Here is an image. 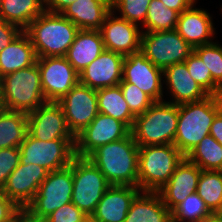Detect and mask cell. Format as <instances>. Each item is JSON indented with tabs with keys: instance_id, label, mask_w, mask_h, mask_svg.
Returning <instances> with one entry per match:
<instances>
[{
	"instance_id": "cell-1",
	"label": "cell",
	"mask_w": 222,
	"mask_h": 222,
	"mask_svg": "<svg viewBox=\"0 0 222 222\" xmlns=\"http://www.w3.org/2000/svg\"><path fill=\"white\" fill-rule=\"evenodd\" d=\"M87 158L110 185L138 187L139 146L131 133L98 147Z\"/></svg>"
},
{
	"instance_id": "cell-2",
	"label": "cell",
	"mask_w": 222,
	"mask_h": 222,
	"mask_svg": "<svg viewBox=\"0 0 222 222\" xmlns=\"http://www.w3.org/2000/svg\"><path fill=\"white\" fill-rule=\"evenodd\" d=\"M80 29L61 13L44 10L24 30L37 57L66 56Z\"/></svg>"
},
{
	"instance_id": "cell-3",
	"label": "cell",
	"mask_w": 222,
	"mask_h": 222,
	"mask_svg": "<svg viewBox=\"0 0 222 222\" xmlns=\"http://www.w3.org/2000/svg\"><path fill=\"white\" fill-rule=\"evenodd\" d=\"M220 112L216 95L179 105L174 146L187 156L208 134L214 118Z\"/></svg>"
},
{
	"instance_id": "cell-4",
	"label": "cell",
	"mask_w": 222,
	"mask_h": 222,
	"mask_svg": "<svg viewBox=\"0 0 222 222\" xmlns=\"http://www.w3.org/2000/svg\"><path fill=\"white\" fill-rule=\"evenodd\" d=\"M0 96L3 109L26 114L45 104L37 62L1 77Z\"/></svg>"
},
{
	"instance_id": "cell-5",
	"label": "cell",
	"mask_w": 222,
	"mask_h": 222,
	"mask_svg": "<svg viewBox=\"0 0 222 222\" xmlns=\"http://www.w3.org/2000/svg\"><path fill=\"white\" fill-rule=\"evenodd\" d=\"M179 105L167 101L154 102L134 119L131 134L139 147L174 144Z\"/></svg>"
},
{
	"instance_id": "cell-6",
	"label": "cell",
	"mask_w": 222,
	"mask_h": 222,
	"mask_svg": "<svg viewBox=\"0 0 222 222\" xmlns=\"http://www.w3.org/2000/svg\"><path fill=\"white\" fill-rule=\"evenodd\" d=\"M184 157L174 144L139 147L138 188L140 191L157 192L161 189Z\"/></svg>"
},
{
	"instance_id": "cell-7",
	"label": "cell",
	"mask_w": 222,
	"mask_h": 222,
	"mask_svg": "<svg viewBox=\"0 0 222 222\" xmlns=\"http://www.w3.org/2000/svg\"><path fill=\"white\" fill-rule=\"evenodd\" d=\"M73 191L72 161L69 166L49 172L33 200L23 210L35 222H43L62 205L71 203Z\"/></svg>"
},
{
	"instance_id": "cell-8",
	"label": "cell",
	"mask_w": 222,
	"mask_h": 222,
	"mask_svg": "<svg viewBox=\"0 0 222 222\" xmlns=\"http://www.w3.org/2000/svg\"><path fill=\"white\" fill-rule=\"evenodd\" d=\"M73 191L71 202L88 217L95 212L98 202L111 186L101 171L88 159H72Z\"/></svg>"
},
{
	"instance_id": "cell-9",
	"label": "cell",
	"mask_w": 222,
	"mask_h": 222,
	"mask_svg": "<svg viewBox=\"0 0 222 222\" xmlns=\"http://www.w3.org/2000/svg\"><path fill=\"white\" fill-rule=\"evenodd\" d=\"M76 140L41 141L33 138L28 132L20 144V163L39 165L48 172L59 170L70 165L75 157Z\"/></svg>"
},
{
	"instance_id": "cell-10",
	"label": "cell",
	"mask_w": 222,
	"mask_h": 222,
	"mask_svg": "<svg viewBox=\"0 0 222 222\" xmlns=\"http://www.w3.org/2000/svg\"><path fill=\"white\" fill-rule=\"evenodd\" d=\"M141 52L164 71L171 65L184 62L193 52V47L176 30L142 32Z\"/></svg>"
},
{
	"instance_id": "cell-11",
	"label": "cell",
	"mask_w": 222,
	"mask_h": 222,
	"mask_svg": "<svg viewBox=\"0 0 222 222\" xmlns=\"http://www.w3.org/2000/svg\"><path fill=\"white\" fill-rule=\"evenodd\" d=\"M37 64L47 102H58L79 83V73L65 56L37 57Z\"/></svg>"
},
{
	"instance_id": "cell-12",
	"label": "cell",
	"mask_w": 222,
	"mask_h": 222,
	"mask_svg": "<svg viewBox=\"0 0 222 222\" xmlns=\"http://www.w3.org/2000/svg\"><path fill=\"white\" fill-rule=\"evenodd\" d=\"M130 133L131 130L123 122L99 112L76 136L75 156L87 158L98 147L123 139Z\"/></svg>"
},
{
	"instance_id": "cell-13",
	"label": "cell",
	"mask_w": 222,
	"mask_h": 222,
	"mask_svg": "<svg viewBox=\"0 0 222 222\" xmlns=\"http://www.w3.org/2000/svg\"><path fill=\"white\" fill-rule=\"evenodd\" d=\"M57 103L61 106L67 125L75 137L99 113L96 90L80 83L74 86Z\"/></svg>"
},
{
	"instance_id": "cell-14",
	"label": "cell",
	"mask_w": 222,
	"mask_h": 222,
	"mask_svg": "<svg viewBox=\"0 0 222 222\" xmlns=\"http://www.w3.org/2000/svg\"><path fill=\"white\" fill-rule=\"evenodd\" d=\"M27 130L41 141L76 140L57 102H46L27 114Z\"/></svg>"
},
{
	"instance_id": "cell-15",
	"label": "cell",
	"mask_w": 222,
	"mask_h": 222,
	"mask_svg": "<svg viewBox=\"0 0 222 222\" xmlns=\"http://www.w3.org/2000/svg\"><path fill=\"white\" fill-rule=\"evenodd\" d=\"M163 70L152 64L141 52L125 56L122 81L134 84L154 102L163 101Z\"/></svg>"
},
{
	"instance_id": "cell-16",
	"label": "cell",
	"mask_w": 222,
	"mask_h": 222,
	"mask_svg": "<svg viewBox=\"0 0 222 222\" xmlns=\"http://www.w3.org/2000/svg\"><path fill=\"white\" fill-rule=\"evenodd\" d=\"M48 173L45 168L39 165L32 163L25 165L19 162L0 191L20 209L24 210L33 200Z\"/></svg>"
},
{
	"instance_id": "cell-17",
	"label": "cell",
	"mask_w": 222,
	"mask_h": 222,
	"mask_svg": "<svg viewBox=\"0 0 222 222\" xmlns=\"http://www.w3.org/2000/svg\"><path fill=\"white\" fill-rule=\"evenodd\" d=\"M115 14L112 10L100 28L104 48L124 56L141 51L142 31L139 25Z\"/></svg>"
},
{
	"instance_id": "cell-18",
	"label": "cell",
	"mask_w": 222,
	"mask_h": 222,
	"mask_svg": "<svg viewBox=\"0 0 222 222\" xmlns=\"http://www.w3.org/2000/svg\"><path fill=\"white\" fill-rule=\"evenodd\" d=\"M125 56L104 49L80 74L79 83L91 89L118 86L122 81Z\"/></svg>"
},
{
	"instance_id": "cell-19",
	"label": "cell",
	"mask_w": 222,
	"mask_h": 222,
	"mask_svg": "<svg viewBox=\"0 0 222 222\" xmlns=\"http://www.w3.org/2000/svg\"><path fill=\"white\" fill-rule=\"evenodd\" d=\"M201 171L199 166L185 156L169 181L157 191L170 211L183 202L188 195L196 193Z\"/></svg>"
},
{
	"instance_id": "cell-20",
	"label": "cell",
	"mask_w": 222,
	"mask_h": 222,
	"mask_svg": "<svg viewBox=\"0 0 222 222\" xmlns=\"http://www.w3.org/2000/svg\"><path fill=\"white\" fill-rule=\"evenodd\" d=\"M138 187L111 185L98 202L90 222H125Z\"/></svg>"
},
{
	"instance_id": "cell-21",
	"label": "cell",
	"mask_w": 222,
	"mask_h": 222,
	"mask_svg": "<svg viewBox=\"0 0 222 222\" xmlns=\"http://www.w3.org/2000/svg\"><path fill=\"white\" fill-rule=\"evenodd\" d=\"M212 17L194 4L178 16L176 31L193 48L213 42L215 34Z\"/></svg>"
},
{
	"instance_id": "cell-22",
	"label": "cell",
	"mask_w": 222,
	"mask_h": 222,
	"mask_svg": "<svg viewBox=\"0 0 222 222\" xmlns=\"http://www.w3.org/2000/svg\"><path fill=\"white\" fill-rule=\"evenodd\" d=\"M166 88L173 98L170 103L181 105L193 101H199L209 94L190 76L185 62L177 63L167 67L163 71Z\"/></svg>"
},
{
	"instance_id": "cell-23",
	"label": "cell",
	"mask_w": 222,
	"mask_h": 222,
	"mask_svg": "<svg viewBox=\"0 0 222 222\" xmlns=\"http://www.w3.org/2000/svg\"><path fill=\"white\" fill-rule=\"evenodd\" d=\"M112 11V0H75L61 14L80 30H100Z\"/></svg>"
},
{
	"instance_id": "cell-24",
	"label": "cell",
	"mask_w": 222,
	"mask_h": 222,
	"mask_svg": "<svg viewBox=\"0 0 222 222\" xmlns=\"http://www.w3.org/2000/svg\"><path fill=\"white\" fill-rule=\"evenodd\" d=\"M104 49L100 30H79L65 57L80 74Z\"/></svg>"
},
{
	"instance_id": "cell-25",
	"label": "cell",
	"mask_w": 222,
	"mask_h": 222,
	"mask_svg": "<svg viewBox=\"0 0 222 222\" xmlns=\"http://www.w3.org/2000/svg\"><path fill=\"white\" fill-rule=\"evenodd\" d=\"M125 222H172L171 211L158 192L140 191L130 205Z\"/></svg>"
},
{
	"instance_id": "cell-26",
	"label": "cell",
	"mask_w": 222,
	"mask_h": 222,
	"mask_svg": "<svg viewBox=\"0 0 222 222\" xmlns=\"http://www.w3.org/2000/svg\"><path fill=\"white\" fill-rule=\"evenodd\" d=\"M37 62V55L31 40L22 31L13 41L0 51V78L27 68Z\"/></svg>"
},
{
	"instance_id": "cell-27",
	"label": "cell",
	"mask_w": 222,
	"mask_h": 222,
	"mask_svg": "<svg viewBox=\"0 0 222 222\" xmlns=\"http://www.w3.org/2000/svg\"><path fill=\"white\" fill-rule=\"evenodd\" d=\"M45 10V0H2L0 18L24 31Z\"/></svg>"
},
{
	"instance_id": "cell-28",
	"label": "cell",
	"mask_w": 222,
	"mask_h": 222,
	"mask_svg": "<svg viewBox=\"0 0 222 222\" xmlns=\"http://www.w3.org/2000/svg\"><path fill=\"white\" fill-rule=\"evenodd\" d=\"M96 93L98 111L123 122L131 130L135 116L131 113L120 86L101 88Z\"/></svg>"
},
{
	"instance_id": "cell-29",
	"label": "cell",
	"mask_w": 222,
	"mask_h": 222,
	"mask_svg": "<svg viewBox=\"0 0 222 222\" xmlns=\"http://www.w3.org/2000/svg\"><path fill=\"white\" fill-rule=\"evenodd\" d=\"M27 132L26 113L5 109L0 112V149L19 148Z\"/></svg>"
},
{
	"instance_id": "cell-30",
	"label": "cell",
	"mask_w": 222,
	"mask_h": 222,
	"mask_svg": "<svg viewBox=\"0 0 222 222\" xmlns=\"http://www.w3.org/2000/svg\"><path fill=\"white\" fill-rule=\"evenodd\" d=\"M196 193L212 213L222 211V171L202 170Z\"/></svg>"
},
{
	"instance_id": "cell-31",
	"label": "cell",
	"mask_w": 222,
	"mask_h": 222,
	"mask_svg": "<svg viewBox=\"0 0 222 222\" xmlns=\"http://www.w3.org/2000/svg\"><path fill=\"white\" fill-rule=\"evenodd\" d=\"M186 157L202 170L222 171V146L210 134Z\"/></svg>"
},
{
	"instance_id": "cell-32",
	"label": "cell",
	"mask_w": 222,
	"mask_h": 222,
	"mask_svg": "<svg viewBox=\"0 0 222 222\" xmlns=\"http://www.w3.org/2000/svg\"><path fill=\"white\" fill-rule=\"evenodd\" d=\"M179 13L165 7L160 0H151L145 18V30L142 32H157L176 30Z\"/></svg>"
},
{
	"instance_id": "cell-33",
	"label": "cell",
	"mask_w": 222,
	"mask_h": 222,
	"mask_svg": "<svg viewBox=\"0 0 222 222\" xmlns=\"http://www.w3.org/2000/svg\"><path fill=\"white\" fill-rule=\"evenodd\" d=\"M213 213L197 194H190L171 211L172 222H199Z\"/></svg>"
},
{
	"instance_id": "cell-34",
	"label": "cell",
	"mask_w": 222,
	"mask_h": 222,
	"mask_svg": "<svg viewBox=\"0 0 222 222\" xmlns=\"http://www.w3.org/2000/svg\"><path fill=\"white\" fill-rule=\"evenodd\" d=\"M193 51L210 71L214 83L222 89V46L217 42H211L195 47Z\"/></svg>"
},
{
	"instance_id": "cell-35",
	"label": "cell",
	"mask_w": 222,
	"mask_h": 222,
	"mask_svg": "<svg viewBox=\"0 0 222 222\" xmlns=\"http://www.w3.org/2000/svg\"><path fill=\"white\" fill-rule=\"evenodd\" d=\"M150 2L151 0H112V10L120 12L119 17L140 26L145 22Z\"/></svg>"
},
{
	"instance_id": "cell-36",
	"label": "cell",
	"mask_w": 222,
	"mask_h": 222,
	"mask_svg": "<svg viewBox=\"0 0 222 222\" xmlns=\"http://www.w3.org/2000/svg\"><path fill=\"white\" fill-rule=\"evenodd\" d=\"M184 62L193 80H195L209 95H216L221 90L214 83L211 73L207 70L204 62L194 51Z\"/></svg>"
},
{
	"instance_id": "cell-37",
	"label": "cell",
	"mask_w": 222,
	"mask_h": 222,
	"mask_svg": "<svg viewBox=\"0 0 222 222\" xmlns=\"http://www.w3.org/2000/svg\"><path fill=\"white\" fill-rule=\"evenodd\" d=\"M119 86L131 113L135 117L143 114L154 103L147 94L134 84L121 81Z\"/></svg>"
},
{
	"instance_id": "cell-38",
	"label": "cell",
	"mask_w": 222,
	"mask_h": 222,
	"mask_svg": "<svg viewBox=\"0 0 222 222\" xmlns=\"http://www.w3.org/2000/svg\"><path fill=\"white\" fill-rule=\"evenodd\" d=\"M43 222H90V217L71 202L56 209Z\"/></svg>"
},
{
	"instance_id": "cell-39",
	"label": "cell",
	"mask_w": 222,
	"mask_h": 222,
	"mask_svg": "<svg viewBox=\"0 0 222 222\" xmlns=\"http://www.w3.org/2000/svg\"><path fill=\"white\" fill-rule=\"evenodd\" d=\"M20 150L17 147L0 149V190L11 172L19 165Z\"/></svg>"
},
{
	"instance_id": "cell-40",
	"label": "cell",
	"mask_w": 222,
	"mask_h": 222,
	"mask_svg": "<svg viewBox=\"0 0 222 222\" xmlns=\"http://www.w3.org/2000/svg\"><path fill=\"white\" fill-rule=\"evenodd\" d=\"M22 30L0 18V51L9 45Z\"/></svg>"
},
{
	"instance_id": "cell-41",
	"label": "cell",
	"mask_w": 222,
	"mask_h": 222,
	"mask_svg": "<svg viewBox=\"0 0 222 222\" xmlns=\"http://www.w3.org/2000/svg\"><path fill=\"white\" fill-rule=\"evenodd\" d=\"M21 211L22 209L0 191V222H10Z\"/></svg>"
},
{
	"instance_id": "cell-42",
	"label": "cell",
	"mask_w": 222,
	"mask_h": 222,
	"mask_svg": "<svg viewBox=\"0 0 222 222\" xmlns=\"http://www.w3.org/2000/svg\"><path fill=\"white\" fill-rule=\"evenodd\" d=\"M74 1L75 0H45V10L52 13H62Z\"/></svg>"
},
{
	"instance_id": "cell-43",
	"label": "cell",
	"mask_w": 222,
	"mask_h": 222,
	"mask_svg": "<svg viewBox=\"0 0 222 222\" xmlns=\"http://www.w3.org/2000/svg\"><path fill=\"white\" fill-rule=\"evenodd\" d=\"M165 7L173 9L181 14L184 10L188 9L193 4H196V0H160Z\"/></svg>"
},
{
	"instance_id": "cell-44",
	"label": "cell",
	"mask_w": 222,
	"mask_h": 222,
	"mask_svg": "<svg viewBox=\"0 0 222 222\" xmlns=\"http://www.w3.org/2000/svg\"><path fill=\"white\" fill-rule=\"evenodd\" d=\"M210 135L222 146V112L220 111L210 127Z\"/></svg>"
},
{
	"instance_id": "cell-45",
	"label": "cell",
	"mask_w": 222,
	"mask_h": 222,
	"mask_svg": "<svg viewBox=\"0 0 222 222\" xmlns=\"http://www.w3.org/2000/svg\"><path fill=\"white\" fill-rule=\"evenodd\" d=\"M10 222H35L23 210L16 215Z\"/></svg>"
},
{
	"instance_id": "cell-46",
	"label": "cell",
	"mask_w": 222,
	"mask_h": 222,
	"mask_svg": "<svg viewBox=\"0 0 222 222\" xmlns=\"http://www.w3.org/2000/svg\"><path fill=\"white\" fill-rule=\"evenodd\" d=\"M206 222H222V216L219 213H213L206 218Z\"/></svg>"
},
{
	"instance_id": "cell-47",
	"label": "cell",
	"mask_w": 222,
	"mask_h": 222,
	"mask_svg": "<svg viewBox=\"0 0 222 222\" xmlns=\"http://www.w3.org/2000/svg\"><path fill=\"white\" fill-rule=\"evenodd\" d=\"M219 106H220V111L222 112V89L216 94Z\"/></svg>"
},
{
	"instance_id": "cell-48",
	"label": "cell",
	"mask_w": 222,
	"mask_h": 222,
	"mask_svg": "<svg viewBox=\"0 0 222 222\" xmlns=\"http://www.w3.org/2000/svg\"><path fill=\"white\" fill-rule=\"evenodd\" d=\"M3 110V106H2V103H1V96H0V112Z\"/></svg>"
}]
</instances>
